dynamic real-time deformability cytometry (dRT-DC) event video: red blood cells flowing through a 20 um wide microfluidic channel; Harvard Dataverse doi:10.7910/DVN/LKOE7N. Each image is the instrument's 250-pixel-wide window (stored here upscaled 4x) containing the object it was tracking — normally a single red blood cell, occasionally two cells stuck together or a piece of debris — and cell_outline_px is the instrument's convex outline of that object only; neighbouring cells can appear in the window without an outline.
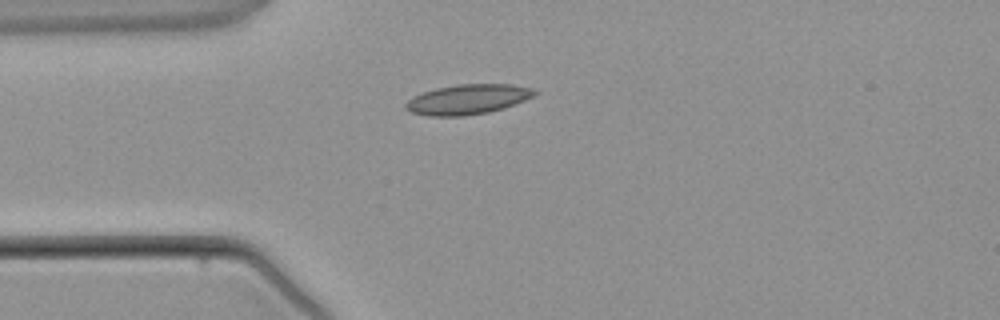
{"species": "common noctule bat (a hibernating species)", "species_latin": "Nyctalus noctula", "temperature_condition": "warm", "stored_images_in_passage": 1, "camera_frame_rate_fps": 3000, "um_per_image_px": 0.085, "animal": {"sex": "male", "body_mass_g": 21.5, "forearm_length_mm": 52.0}, "frame": {"image": 1, "passage_image": 1, "time_ms": 0.0, "image_size_px": [1000, 320], "cell_outline_px": [[540, 92], [524, 100], [504, 108], [488, 112], [464, 116], [428, 116], [412, 112], [404, 108], [404, 104], [412, 96], [436, 88], [456, 84], [512, 84], [532, 88]], "centroid_in_image_um": [39.74, 8.44], "position_along_channel_um": 45.3, "area_um2": 22.54}}